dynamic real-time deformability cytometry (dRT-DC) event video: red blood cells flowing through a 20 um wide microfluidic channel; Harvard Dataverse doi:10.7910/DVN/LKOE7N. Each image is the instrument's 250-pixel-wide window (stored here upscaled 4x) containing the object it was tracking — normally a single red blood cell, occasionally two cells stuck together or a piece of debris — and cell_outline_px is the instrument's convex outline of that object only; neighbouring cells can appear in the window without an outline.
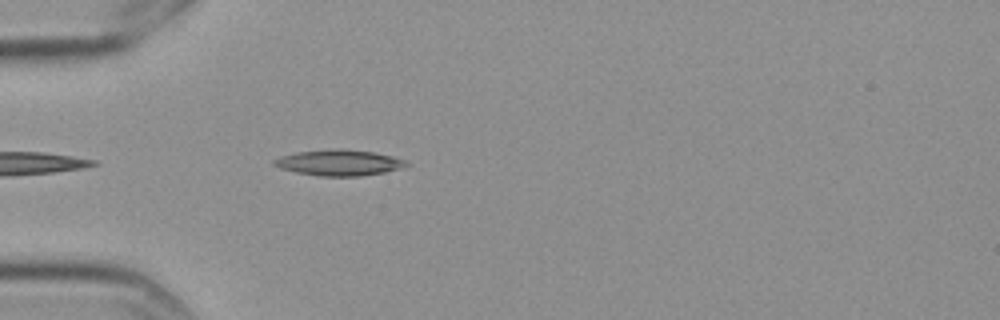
{"species": "Egyptian fruit bat (a non-hibernating species)", "species_latin": "Rousettus aegyptiacus", "temperature_condition": "cold", "stored_images_in_passage": 4, "camera_frame_rate_fps": 3000, "um_per_image_px": 0.085, "frame": {"image": 1, "passage_image": 4, "time_ms": 1.0, "image_size_px": [1000, 320], "cell_outline_px": [[408, 164], [400, 168], [384, 172], [360, 176], [320, 176], [296, 172], [280, 168], [272, 164], [272, 160], [280, 156], [296, 152], [332, 148], [340, 148], [376, 152], [408, 160]], "centroid_in_image_um": [28.8, 13.81], "position_along_channel_um": 56.2, "area_um2": 20.11}}